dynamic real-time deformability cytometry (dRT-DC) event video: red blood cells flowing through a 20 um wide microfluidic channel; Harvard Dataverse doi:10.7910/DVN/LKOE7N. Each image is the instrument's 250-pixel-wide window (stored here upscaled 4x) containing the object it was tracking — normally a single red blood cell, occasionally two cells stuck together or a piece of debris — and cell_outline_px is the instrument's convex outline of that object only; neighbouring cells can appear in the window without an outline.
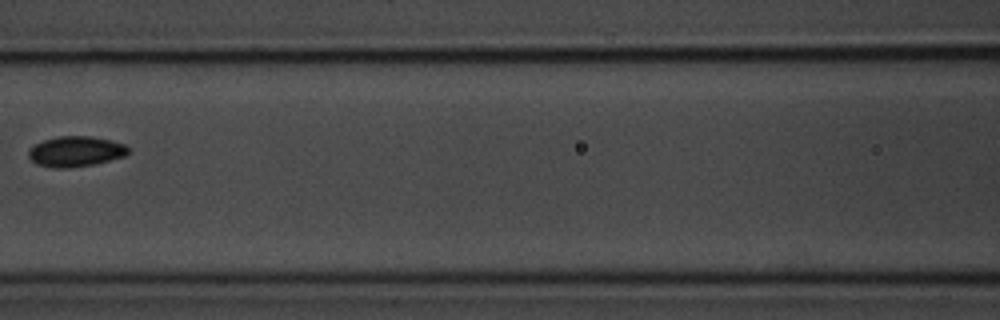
{"species": "common noctule bat (a hibernating species)", "species_latin": "Nyctalus noctula", "temperature_condition": "room temperature", "stored_images_in_passage": 8, "camera_frame_rate_fps": 3000, "um_per_image_px": 0.085, "animal": {"sex": "male", "body_mass_g": 20.1, "forearm_length_mm": 53.5}, "frame": {"image": 1, "passage_image": 7, "time_ms": 7.0, "image_size_px": [1000, 320], "cell_outline_px": [[128, 152], [124, 156], [92, 164], [68, 168], [52, 168], [36, 164], [28, 156], [28, 152], [36, 144], [44, 140], [60, 136], [92, 136], [112, 140], [124, 144], [128, 148]], "centroid_in_image_um": [6.42, 12.87], "position_along_channel_um": 160.2, "area_um2": 17.46}}
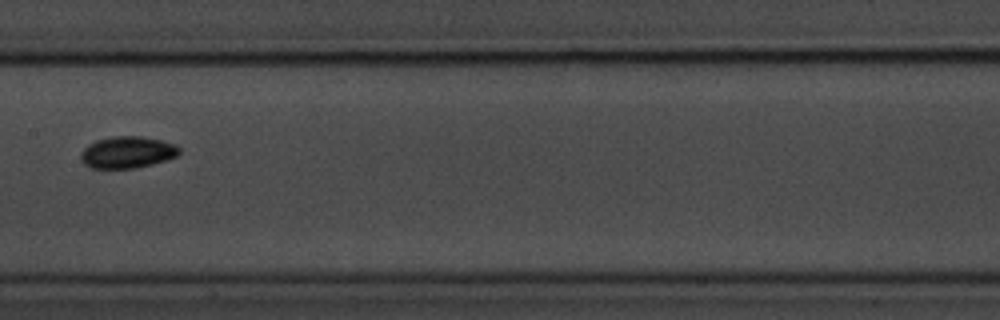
{"frame": {"image": 2, "passage_image": 8, "time_ms": 8.0, "image_size_px": [1000, 320], "cell_outline_px": [[180, 152], [176, 156], [168, 160], [136, 168], [88, 168], [80, 160], [80, 152], [88, 144], [96, 140], [112, 136], [140, 136], [160, 140], [176, 144], [180, 148]], "centroid_in_image_um": [10.8, 12.95], "position_along_channel_um": 196.6, "area_um2": 18.44}}